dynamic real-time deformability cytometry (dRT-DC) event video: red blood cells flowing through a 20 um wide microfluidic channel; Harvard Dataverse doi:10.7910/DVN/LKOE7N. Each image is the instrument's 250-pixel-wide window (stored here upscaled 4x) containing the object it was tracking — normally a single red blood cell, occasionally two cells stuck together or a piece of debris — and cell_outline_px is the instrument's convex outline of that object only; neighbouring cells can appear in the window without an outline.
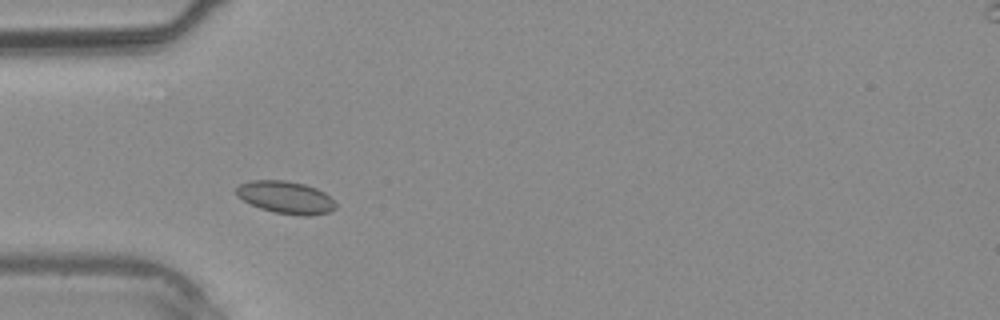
{"species": "common noctule bat (a hibernating species)", "species_latin": "Nyctalus noctula", "temperature_condition": "warm", "stored_images_in_passage": 4, "camera_frame_rate_fps": 3000, "um_per_image_px": 0.085, "animal": {"sex": "male", "body_mass_g": 20.4}, "frame": {"image": 1, "passage_image": 4, "time_ms": 3.667, "image_size_px": [1000, 320], "cell_outline_px": [[336, 208], [328, 212], [308, 216], [304, 216], [276, 212], [260, 208], [236, 196], [236, 188], [240, 184], [252, 180], [284, 180], [304, 184], [316, 188], [324, 192], [336, 204]], "centroid_in_image_um": [24.28, 16.77], "position_along_channel_um": 60.7, "area_um2": 18.55}}